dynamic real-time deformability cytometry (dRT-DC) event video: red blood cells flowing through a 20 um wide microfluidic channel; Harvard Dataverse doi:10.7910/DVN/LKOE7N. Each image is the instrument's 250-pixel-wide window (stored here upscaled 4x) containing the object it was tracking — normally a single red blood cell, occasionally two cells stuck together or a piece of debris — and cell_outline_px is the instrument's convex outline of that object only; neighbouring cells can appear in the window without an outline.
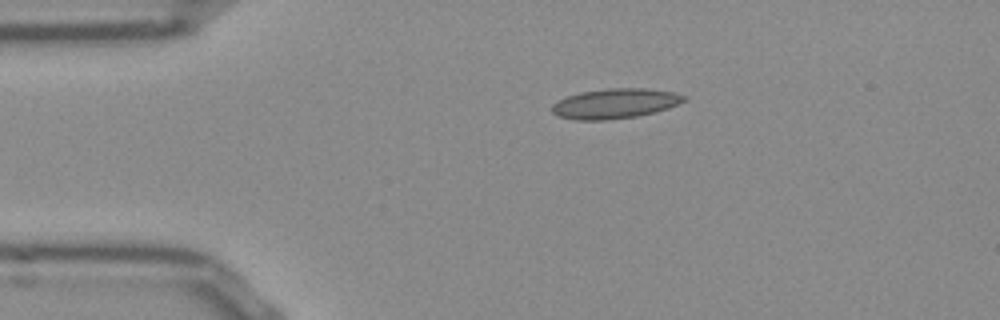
{"species": "Egyptian fruit bat (a non-hibernating species)", "species_latin": "Rousettus aegyptiacus", "temperature_condition": "room temperature", "stored_images_in_passage": 43, "camera_frame_rate_fps": 3000, "um_per_image_px": 0.085, "frame": {"image": 1, "passage_image": 1, "time_ms": 0.0, "image_size_px": [1000, 320], "cell_outline_px": [[688, 100], [668, 108], [636, 116], [604, 120], [576, 120], [560, 116], [552, 112], [552, 104], [556, 100], [580, 92], [608, 88], [644, 88], [672, 92], [688, 96]], "centroid_in_image_um": [52.28, 8.79], "position_along_channel_um": 32.7, "area_um2": 22.95}}
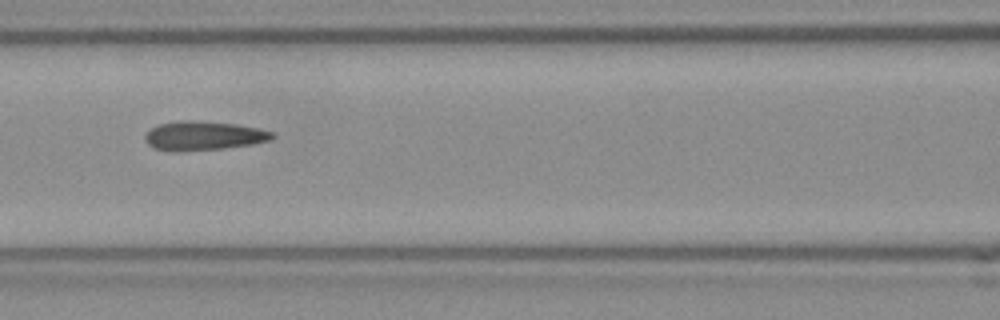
{"frame": {"image": 2, "passage_image": 13, "time_ms": 4.0, "image_size_px": [1000, 320], "cell_outline_px": [[276, 136], [272, 140], [252, 144], [224, 148], [156, 148], [148, 144], [144, 140], [144, 136], [152, 128], [160, 124], [176, 120], [192, 120], [236, 124], [260, 128], [276, 132]], "centroid_in_image_um": [17.43, 11.48], "position_along_channel_um": 149.2, "area_um2": 20.75}}
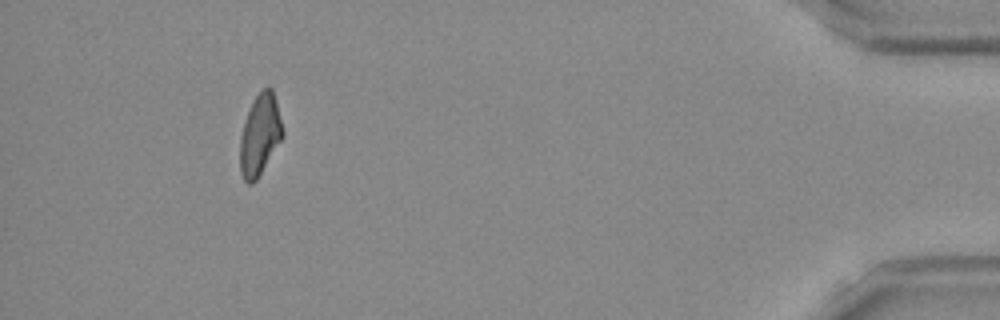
{"frame": {"image": 3, "passage_image": 39, "time_ms": 12.667, "image_size_px": [1000, 320], "cell_outline_px": [[284, 136], [256, 180], [252, 184], [248, 184], [244, 180], [240, 172], [240, 136], [248, 112], [256, 96], [268, 84], [272, 88], [284, 132]], "centroid_in_image_um": [22.09, 11.49], "position_along_channel_um": 413.1, "area_um2": 19.88}, "authors_computed_cell_mechanics": {"area_um2": 20.9814, "velocity_mm_per_s": 3.8417, "shape_relaxation_time_tau1_ms": null, "shape_relaxation_time_tau2_ms": 2.5174, "deformation_change_tau1": null, "deformation_change_tau2": 0.1279}}